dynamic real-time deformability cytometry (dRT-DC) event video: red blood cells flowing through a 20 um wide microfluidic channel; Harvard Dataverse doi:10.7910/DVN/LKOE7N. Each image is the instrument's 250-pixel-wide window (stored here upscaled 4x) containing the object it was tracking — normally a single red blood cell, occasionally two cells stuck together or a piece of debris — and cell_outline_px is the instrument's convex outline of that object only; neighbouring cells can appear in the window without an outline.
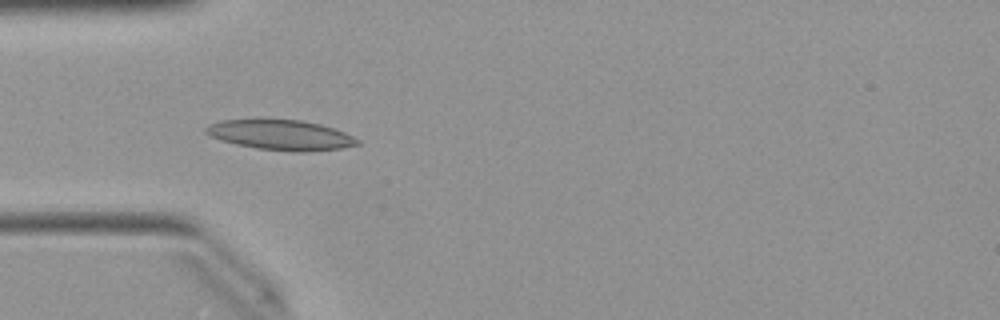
{"species": "Egyptian fruit bat (a non-hibernating species)", "species_latin": "Rousettus aegyptiacus", "temperature_condition": "warm", "stored_images_in_passage": 37, "camera_frame_rate_fps": 3000, "um_per_image_px": 0.085, "animal": {"sex": "female"}, "frame": {"image": 1, "passage_image": 3, "time_ms": 0.667, "image_size_px": [1000, 320], "cell_outline_px": [[360, 144], [340, 148], [308, 152], [292, 152], [256, 148], [236, 144], [220, 140], [204, 132], [204, 128], [208, 124], [220, 120], [260, 116], [264, 116], [304, 120], [320, 124], [344, 132], [360, 140]], "centroid_in_image_um": [23.79, 11.42], "position_along_channel_um": 61.2, "area_um2": 27.8}}
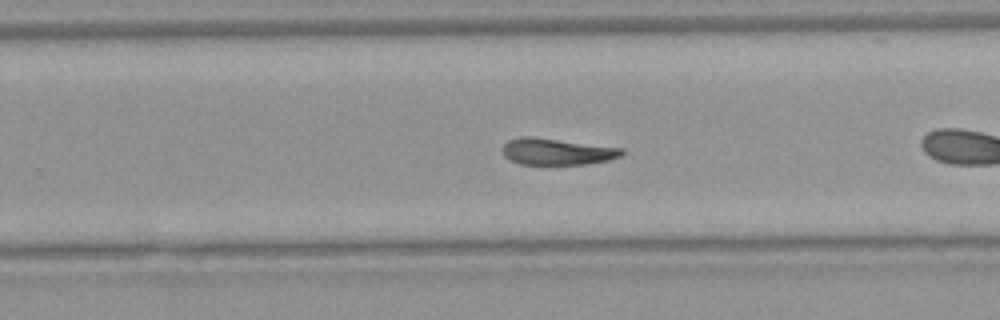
{"frame": {"image": 2, "passage_image": 17, "time_ms": 5.333, "image_size_px": [1000, 320], "cell_outline_px": [[624, 152], [620, 156], [608, 160], [584, 164], [520, 164], [508, 160], [504, 156], [500, 148], [508, 140], [520, 136], [532, 136], [624, 148]], "centroid_in_image_um": [47.28, 12.87], "position_along_channel_um": 282.5, "area_um2": 18.61}}
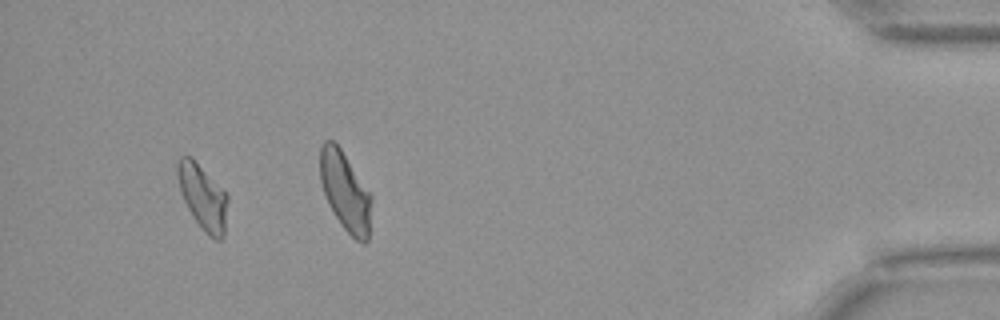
{"frame": {"image": 3, "passage_image": 33, "time_ms": 10.667, "image_size_px": [1000, 320], "cell_outline_px": [[228, 200], [224, 232], [220, 240], [212, 240], [204, 232], [192, 216], [180, 192], [176, 172], [176, 164], [180, 156], [192, 156], [228, 196]], "centroid_in_image_um": [17.21, 16.74], "position_along_channel_um": 418.0, "area_um2": 19.02}, "authors_computed_cell_mechanics": {"area_um2": 19.1318, "velocity_mm_per_s": 4.0062, "shape_relaxation_time_tau1_ms": null, "shape_relaxation_time_tau2_ms": 7.8354, "deformation_change_tau1": null, "deformation_change_tau2": 0.1796}}